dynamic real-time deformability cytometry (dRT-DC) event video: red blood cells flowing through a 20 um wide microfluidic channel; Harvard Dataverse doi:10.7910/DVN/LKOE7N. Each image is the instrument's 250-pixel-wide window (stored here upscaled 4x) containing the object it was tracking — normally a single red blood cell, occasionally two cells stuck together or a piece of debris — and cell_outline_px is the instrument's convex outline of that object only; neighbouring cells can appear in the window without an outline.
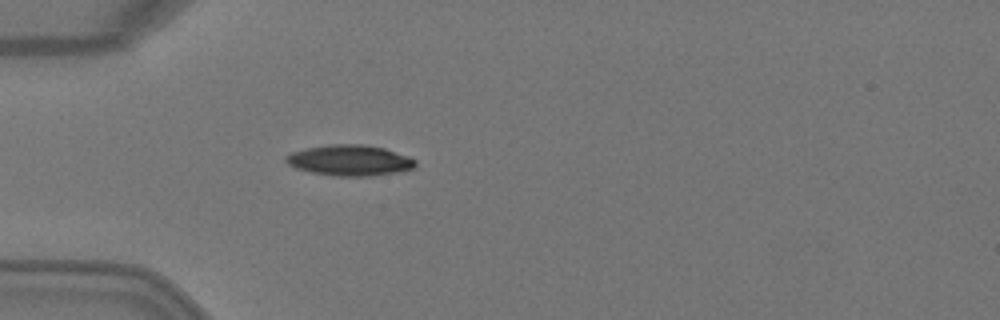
{"species": "Egyptian fruit bat (a non-hibernating species)", "species_latin": "Rousettus aegyptiacus", "temperature_condition": "warm", "stored_images_in_passage": 5, "camera_frame_rate_fps": 3000, "um_per_image_px": 0.085, "animal": {"sex": "female"}, "frame": {"image": 1, "passage_image": 5, "time_ms": 1.333, "image_size_px": [1000, 320], "cell_outline_px": [[416, 164], [412, 168], [396, 172], [368, 176], [336, 176], [312, 172], [296, 168], [288, 164], [284, 160], [284, 156], [292, 152], [308, 148], [328, 144], [360, 144], [384, 148], [408, 156], [416, 160]], "centroid_in_image_um": [29.7, 13.62], "position_along_channel_um": 55.3, "area_um2": 23.0}}